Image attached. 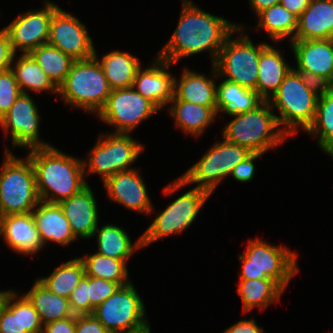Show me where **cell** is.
Listing matches in <instances>:
<instances>
[{"instance_id":"13","label":"cell","mask_w":333,"mask_h":333,"mask_svg":"<svg viewBox=\"0 0 333 333\" xmlns=\"http://www.w3.org/2000/svg\"><path fill=\"white\" fill-rule=\"evenodd\" d=\"M160 111L151 101L144 98L133 87L111 90L104 108L97 118L114 130L113 133L131 134L141 122Z\"/></svg>"},{"instance_id":"37","label":"cell","mask_w":333,"mask_h":333,"mask_svg":"<svg viewBox=\"0 0 333 333\" xmlns=\"http://www.w3.org/2000/svg\"><path fill=\"white\" fill-rule=\"evenodd\" d=\"M80 258L84 263L87 276L118 282L121 286L132 282L127 267L129 260L110 258L97 252L86 253Z\"/></svg>"},{"instance_id":"44","label":"cell","mask_w":333,"mask_h":333,"mask_svg":"<svg viewBox=\"0 0 333 333\" xmlns=\"http://www.w3.org/2000/svg\"><path fill=\"white\" fill-rule=\"evenodd\" d=\"M15 56L7 31L0 29V73L10 69Z\"/></svg>"},{"instance_id":"36","label":"cell","mask_w":333,"mask_h":333,"mask_svg":"<svg viewBox=\"0 0 333 333\" xmlns=\"http://www.w3.org/2000/svg\"><path fill=\"white\" fill-rule=\"evenodd\" d=\"M85 274L82 259L74 257L62 262L50 275L39 277L38 280L53 293L68 299Z\"/></svg>"},{"instance_id":"39","label":"cell","mask_w":333,"mask_h":333,"mask_svg":"<svg viewBox=\"0 0 333 333\" xmlns=\"http://www.w3.org/2000/svg\"><path fill=\"white\" fill-rule=\"evenodd\" d=\"M121 285L118 282L88 276V297L90 299V314L114 294Z\"/></svg>"},{"instance_id":"34","label":"cell","mask_w":333,"mask_h":333,"mask_svg":"<svg viewBox=\"0 0 333 333\" xmlns=\"http://www.w3.org/2000/svg\"><path fill=\"white\" fill-rule=\"evenodd\" d=\"M15 59L14 57L10 69L22 93L29 94V91H33L36 94L46 91L58 96V88L28 53L21 54L16 61Z\"/></svg>"},{"instance_id":"9","label":"cell","mask_w":333,"mask_h":333,"mask_svg":"<svg viewBox=\"0 0 333 333\" xmlns=\"http://www.w3.org/2000/svg\"><path fill=\"white\" fill-rule=\"evenodd\" d=\"M243 27L237 28L226 39L214 66L219 79H226L257 92L260 53L269 43L254 44L246 34L248 28Z\"/></svg>"},{"instance_id":"48","label":"cell","mask_w":333,"mask_h":333,"mask_svg":"<svg viewBox=\"0 0 333 333\" xmlns=\"http://www.w3.org/2000/svg\"><path fill=\"white\" fill-rule=\"evenodd\" d=\"M281 0H248L250 9L255 16L266 8H270L273 5L280 4Z\"/></svg>"},{"instance_id":"32","label":"cell","mask_w":333,"mask_h":333,"mask_svg":"<svg viewBox=\"0 0 333 333\" xmlns=\"http://www.w3.org/2000/svg\"><path fill=\"white\" fill-rule=\"evenodd\" d=\"M237 294L241 298L243 313L249 314L254 308L264 310L278 303L284 290L271 279L239 280Z\"/></svg>"},{"instance_id":"5","label":"cell","mask_w":333,"mask_h":333,"mask_svg":"<svg viewBox=\"0 0 333 333\" xmlns=\"http://www.w3.org/2000/svg\"><path fill=\"white\" fill-rule=\"evenodd\" d=\"M222 128L223 138L251 152L267 153L280 147L289 138L280 128L269 101H263L254 110L230 116Z\"/></svg>"},{"instance_id":"33","label":"cell","mask_w":333,"mask_h":333,"mask_svg":"<svg viewBox=\"0 0 333 333\" xmlns=\"http://www.w3.org/2000/svg\"><path fill=\"white\" fill-rule=\"evenodd\" d=\"M258 22L255 30H263L272 42L280 43L289 38L295 40L298 26V17L289 12L281 4L262 10L257 15Z\"/></svg>"},{"instance_id":"38","label":"cell","mask_w":333,"mask_h":333,"mask_svg":"<svg viewBox=\"0 0 333 333\" xmlns=\"http://www.w3.org/2000/svg\"><path fill=\"white\" fill-rule=\"evenodd\" d=\"M58 88L65 80L74 60L54 46L41 45L28 53Z\"/></svg>"},{"instance_id":"28","label":"cell","mask_w":333,"mask_h":333,"mask_svg":"<svg viewBox=\"0 0 333 333\" xmlns=\"http://www.w3.org/2000/svg\"><path fill=\"white\" fill-rule=\"evenodd\" d=\"M99 227L93 234V238L96 236L97 253L114 259L130 260L135 251L143 249L142 235L133 243L128 232L121 226L109 223Z\"/></svg>"},{"instance_id":"46","label":"cell","mask_w":333,"mask_h":333,"mask_svg":"<svg viewBox=\"0 0 333 333\" xmlns=\"http://www.w3.org/2000/svg\"><path fill=\"white\" fill-rule=\"evenodd\" d=\"M42 333H75V315L44 325Z\"/></svg>"},{"instance_id":"40","label":"cell","mask_w":333,"mask_h":333,"mask_svg":"<svg viewBox=\"0 0 333 333\" xmlns=\"http://www.w3.org/2000/svg\"><path fill=\"white\" fill-rule=\"evenodd\" d=\"M21 93L11 69L0 73V119L9 111Z\"/></svg>"},{"instance_id":"16","label":"cell","mask_w":333,"mask_h":333,"mask_svg":"<svg viewBox=\"0 0 333 333\" xmlns=\"http://www.w3.org/2000/svg\"><path fill=\"white\" fill-rule=\"evenodd\" d=\"M48 44L73 60H84L94 56L95 46L86 25L61 7L51 17Z\"/></svg>"},{"instance_id":"20","label":"cell","mask_w":333,"mask_h":333,"mask_svg":"<svg viewBox=\"0 0 333 333\" xmlns=\"http://www.w3.org/2000/svg\"><path fill=\"white\" fill-rule=\"evenodd\" d=\"M43 324L30 301L17 291L4 290L0 305V333H42Z\"/></svg>"},{"instance_id":"42","label":"cell","mask_w":333,"mask_h":333,"mask_svg":"<svg viewBox=\"0 0 333 333\" xmlns=\"http://www.w3.org/2000/svg\"><path fill=\"white\" fill-rule=\"evenodd\" d=\"M263 155V153L252 152L247 158L234 167V170L230 174L231 177L241 183L252 181L256 172L255 161L262 158Z\"/></svg>"},{"instance_id":"2","label":"cell","mask_w":333,"mask_h":333,"mask_svg":"<svg viewBox=\"0 0 333 333\" xmlns=\"http://www.w3.org/2000/svg\"><path fill=\"white\" fill-rule=\"evenodd\" d=\"M26 154L34 169L41 201L59 204L88 185L83 158L62 152L53 145L33 148Z\"/></svg>"},{"instance_id":"1","label":"cell","mask_w":333,"mask_h":333,"mask_svg":"<svg viewBox=\"0 0 333 333\" xmlns=\"http://www.w3.org/2000/svg\"><path fill=\"white\" fill-rule=\"evenodd\" d=\"M181 5L178 24L157 56L174 65L183 58L206 51L214 65L226 39L237 28H244L242 23L206 12L192 0H182Z\"/></svg>"},{"instance_id":"43","label":"cell","mask_w":333,"mask_h":333,"mask_svg":"<svg viewBox=\"0 0 333 333\" xmlns=\"http://www.w3.org/2000/svg\"><path fill=\"white\" fill-rule=\"evenodd\" d=\"M75 333H110L93 314L75 315Z\"/></svg>"},{"instance_id":"17","label":"cell","mask_w":333,"mask_h":333,"mask_svg":"<svg viewBox=\"0 0 333 333\" xmlns=\"http://www.w3.org/2000/svg\"><path fill=\"white\" fill-rule=\"evenodd\" d=\"M293 69L323 87L333 84V39L293 40L289 43Z\"/></svg>"},{"instance_id":"49","label":"cell","mask_w":333,"mask_h":333,"mask_svg":"<svg viewBox=\"0 0 333 333\" xmlns=\"http://www.w3.org/2000/svg\"><path fill=\"white\" fill-rule=\"evenodd\" d=\"M151 327H150V325L149 326H147L146 328H144L143 330H140V331H138V332H134V333H151Z\"/></svg>"},{"instance_id":"6","label":"cell","mask_w":333,"mask_h":333,"mask_svg":"<svg viewBox=\"0 0 333 333\" xmlns=\"http://www.w3.org/2000/svg\"><path fill=\"white\" fill-rule=\"evenodd\" d=\"M238 261L242 264L241 273L238 272L239 280L271 279L284 291L299 272L297 251L273 245L258 237L249 239Z\"/></svg>"},{"instance_id":"12","label":"cell","mask_w":333,"mask_h":333,"mask_svg":"<svg viewBox=\"0 0 333 333\" xmlns=\"http://www.w3.org/2000/svg\"><path fill=\"white\" fill-rule=\"evenodd\" d=\"M92 314L110 333H134L151 324L144 301L132 282L121 286Z\"/></svg>"},{"instance_id":"41","label":"cell","mask_w":333,"mask_h":333,"mask_svg":"<svg viewBox=\"0 0 333 333\" xmlns=\"http://www.w3.org/2000/svg\"><path fill=\"white\" fill-rule=\"evenodd\" d=\"M69 305L74 315L90 314V299L88 297V276L85 274L77 287L71 292Z\"/></svg>"},{"instance_id":"4","label":"cell","mask_w":333,"mask_h":333,"mask_svg":"<svg viewBox=\"0 0 333 333\" xmlns=\"http://www.w3.org/2000/svg\"><path fill=\"white\" fill-rule=\"evenodd\" d=\"M252 152L237 144L218 140L202 157L192 164L181 176L163 188L166 196H172L185 186L197 184L195 187L207 190L211 195L234 170V167L247 158Z\"/></svg>"},{"instance_id":"15","label":"cell","mask_w":333,"mask_h":333,"mask_svg":"<svg viewBox=\"0 0 333 333\" xmlns=\"http://www.w3.org/2000/svg\"><path fill=\"white\" fill-rule=\"evenodd\" d=\"M44 6L21 13L4 29L7 31L13 51L27 54L31 50L47 44L53 13L60 7L55 2L44 0Z\"/></svg>"},{"instance_id":"31","label":"cell","mask_w":333,"mask_h":333,"mask_svg":"<svg viewBox=\"0 0 333 333\" xmlns=\"http://www.w3.org/2000/svg\"><path fill=\"white\" fill-rule=\"evenodd\" d=\"M23 295L39 314L43 326L74 316L68 299L53 293L38 279H36L30 290Z\"/></svg>"},{"instance_id":"11","label":"cell","mask_w":333,"mask_h":333,"mask_svg":"<svg viewBox=\"0 0 333 333\" xmlns=\"http://www.w3.org/2000/svg\"><path fill=\"white\" fill-rule=\"evenodd\" d=\"M211 194L194 187L171 201L142 234V247L150 246L163 238L181 234L196 220Z\"/></svg>"},{"instance_id":"30","label":"cell","mask_w":333,"mask_h":333,"mask_svg":"<svg viewBox=\"0 0 333 333\" xmlns=\"http://www.w3.org/2000/svg\"><path fill=\"white\" fill-rule=\"evenodd\" d=\"M264 100L258 92L223 79L216 86L217 116L220 113L228 117L254 110Z\"/></svg>"},{"instance_id":"45","label":"cell","mask_w":333,"mask_h":333,"mask_svg":"<svg viewBox=\"0 0 333 333\" xmlns=\"http://www.w3.org/2000/svg\"><path fill=\"white\" fill-rule=\"evenodd\" d=\"M265 329L256 323L255 317L241 319L237 323L226 328L222 333H265Z\"/></svg>"},{"instance_id":"26","label":"cell","mask_w":333,"mask_h":333,"mask_svg":"<svg viewBox=\"0 0 333 333\" xmlns=\"http://www.w3.org/2000/svg\"><path fill=\"white\" fill-rule=\"evenodd\" d=\"M333 39V0H311L298 17L295 40Z\"/></svg>"},{"instance_id":"24","label":"cell","mask_w":333,"mask_h":333,"mask_svg":"<svg viewBox=\"0 0 333 333\" xmlns=\"http://www.w3.org/2000/svg\"><path fill=\"white\" fill-rule=\"evenodd\" d=\"M211 68L210 75H206L184 66L180 79L175 77L174 96L202 106H217L216 79L219 78L215 66Z\"/></svg>"},{"instance_id":"8","label":"cell","mask_w":333,"mask_h":333,"mask_svg":"<svg viewBox=\"0 0 333 333\" xmlns=\"http://www.w3.org/2000/svg\"><path fill=\"white\" fill-rule=\"evenodd\" d=\"M8 148L0 169V217L30 213L41 201L30 159L18 158Z\"/></svg>"},{"instance_id":"10","label":"cell","mask_w":333,"mask_h":333,"mask_svg":"<svg viewBox=\"0 0 333 333\" xmlns=\"http://www.w3.org/2000/svg\"><path fill=\"white\" fill-rule=\"evenodd\" d=\"M94 146L89 150L87 159L83 160L85 176L95 173L101 176L102 182L108 177L122 171L134 169L145 145L135 140L131 134L101 132Z\"/></svg>"},{"instance_id":"3","label":"cell","mask_w":333,"mask_h":333,"mask_svg":"<svg viewBox=\"0 0 333 333\" xmlns=\"http://www.w3.org/2000/svg\"><path fill=\"white\" fill-rule=\"evenodd\" d=\"M322 89V85L293 68L285 76L277 92L268 101L272 109L279 112L276 119L288 137H294L299 128L306 132L312 125Z\"/></svg>"},{"instance_id":"35","label":"cell","mask_w":333,"mask_h":333,"mask_svg":"<svg viewBox=\"0 0 333 333\" xmlns=\"http://www.w3.org/2000/svg\"><path fill=\"white\" fill-rule=\"evenodd\" d=\"M312 137H317L318 147L333 159V89L323 87L316 108L312 125L306 131Z\"/></svg>"},{"instance_id":"29","label":"cell","mask_w":333,"mask_h":333,"mask_svg":"<svg viewBox=\"0 0 333 333\" xmlns=\"http://www.w3.org/2000/svg\"><path fill=\"white\" fill-rule=\"evenodd\" d=\"M94 56L100 63L112 90L133 87L136 72L142 65L139 57L126 51L112 50L98 58L96 49Z\"/></svg>"},{"instance_id":"18","label":"cell","mask_w":333,"mask_h":333,"mask_svg":"<svg viewBox=\"0 0 333 333\" xmlns=\"http://www.w3.org/2000/svg\"><path fill=\"white\" fill-rule=\"evenodd\" d=\"M142 177L138 168L118 172L108 177L103 182L107 197L132 212L153 215L155 207L149 198L146 182Z\"/></svg>"},{"instance_id":"50","label":"cell","mask_w":333,"mask_h":333,"mask_svg":"<svg viewBox=\"0 0 333 333\" xmlns=\"http://www.w3.org/2000/svg\"><path fill=\"white\" fill-rule=\"evenodd\" d=\"M3 298H4V290H0V305L3 301Z\"/></svg>"},{"instance_id":"21","label":"cell","mask_w":333,"mask_h":333,"mask_svg":"<svg viewBox=\"0 0 333 333\" xmlns=\"http://www.w3.org/2000/svg\"><path fill=\"white\" fill-rule=\"evenodd\" d=\"M0 237L17 254L36 258L44 248L32 212L1 216Z\"/></svg>"},{"instance_id":"25","label":"cell","mask_w":333,"mask_h":333,"mask_svg":"<svg viewBox=\"0 0 333 333\" xmlns=\"http://www.w3.org/2000/svg\"><path fill=\"white\" fill-rule=\"evenodd\" d=\"M167 107L170 117H174L175 127L194 138L202 136L217 119V106H202L174 96Z\"/></svg>"},{"instance_id":"19","label":"cell","mask_w":333,"mask_h":333,"mask_svg":"<svg viewBox=\"0 0 333 333\" xmlns=\"http://www.w3.org/2000/svg\"><path fill=\"white\" fill-rule=\"evenodd\" d=\"M147 68H138L133 88L151 101L159 110L168 106L174 97L175 77L169 71L172 63L156 55ZM170 66V67H169Z\"/></svg>"},{"instance_id":"27","label":"cell","mask_w":333,"mask_h":333,"mask_svg":"<svg viewBox=\"0 0 333 333\" xmlns=\"http://www.w3.org/2000/svg\"><path fill=\"white\" fill-rule=\"evenodd\" d=\"M274 45L269 43L260 53L257 92L268 101L279 89L282 81L293 68Z\"/></svg>"},{"instance_id":"47","label":"cell","mask_w":333,"mask_h":333,"mask_svg":"<svg viewBox=\"0 0 333 333\" xmlns=\"http://www.w3.org/2000/svg\"><path fill=\"white\" fill-rule=\"evenodd\" d=\"M311 0H281L280 4L289 12L299 17L308 7Z\"/></svg>"},{"instance_id":"22","label":"cell","mask_w":333,"mask_h":333,"mask_svg":"<svg viewBox=\"0 0 333 333\" xmlns=\"http://www.w3.org/2000/svg\"><path fill=\"white\" fill-rule=\"evenodd\" d=\"M96 200L92 187L88 184L75 195L59 203L77 240L93 239L94 231L99 224Z\"/></svg>"},{"instance_id":"7","label":"cell","mask_w":333,"mask_h":333,"mask_svg":"<svg viewBox=\"0 0 333 333\" xmlns=\"http://www.w3.org/2000/svg\"><path fill=\"white\" fill-rule=\"evenodd\" d=\"M111 88L95 56L74 60L64 82L58 87V96L71 108L98 115L104 108Z\"/></svg>"},{"instance_id":"14","label":"cell","mask_w":333,"mask_h":333,"mask_svg":"<svg viewBox=\"0 0 333 333\" xmlns=\"http://www.w3.org/2000/svg\"><path fill=\"white\" fill-rule=\"evenodd\" d=\"M42 116L30 94L21 93L9 111L0 119V128L10 135L11 145L30 150L51 146L40 138Z\"/></svg>"},{"instance_id":"23","label":"cell","mask_w":333,"mask_h":333,"mask_svg":"<svg viewBox=\"0 0 333 333\" xmlns=\"http://www.w3.org/2000/svg\"><path fill=\"white\" fill-rule=\"evenodd\" d=\"M32 215L44 247L48 242L65 247L77 240L58 203L40 201Z\"/></svg>"}]
</instances>
